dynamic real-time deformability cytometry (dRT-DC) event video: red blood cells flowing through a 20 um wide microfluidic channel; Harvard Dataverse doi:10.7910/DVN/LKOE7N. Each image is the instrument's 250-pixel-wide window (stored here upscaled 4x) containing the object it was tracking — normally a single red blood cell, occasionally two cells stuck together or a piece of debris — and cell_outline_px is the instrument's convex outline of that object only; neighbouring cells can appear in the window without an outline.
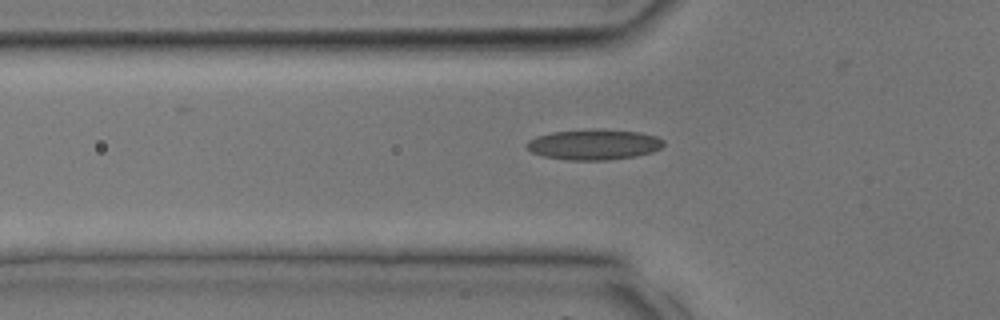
{"species": "common noctule bat (a hibernating species)", "species_latin": "Nyctalus noctula", "temperature_condition": "room temperature", "stored_images_in_passage": 32, "camera_frame_rate_fps": 3000, "um_per_image_px": 0.085, "animal": {"sex": "male", "body_mass_g": 17.9, "forearm_length_mm": 54.2}, "frame": {"image": 1, "passage_image": 12, "time_ms": 3.667, "image_size_px": [1000, 320], "cell_outline_px": [[664, 144], [660, 148], [652, 152], [636, 156], [608, 160], [568, 160], [544, 156], [532, 152], [524, 144], [528, 140], [536, 136], [552, 132], [600, 128], [640, 132], [656, 136], [664, 140]], "centroid_in_image_um": [50.49, 12.27], "position_along_channel_um": 75.3, "area_um2": 24.51}}
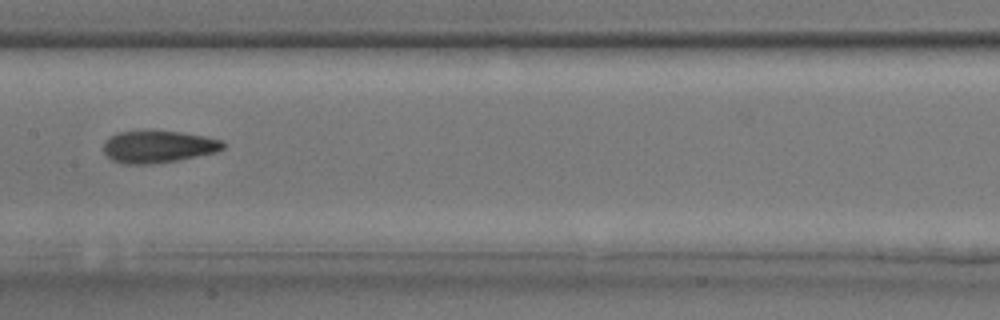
{"frame": {"image": 2, "passage_image": 18, "time_ms": 5.667, "image_size_px": [1000, 320], "cell_outline_px": [[228, 144], [224, 148], [216, 152], [176, 160], [148, 164], [124, 164], [112, 160], [104, 152], [104, 144], [112, 136], [120, 132], [180, 132], [204, 136], [220, 140]], "centroid_in_image_um": [13.49, 12.49], "position_along_channel_um": 193.9, "area_um2": 21.79}}
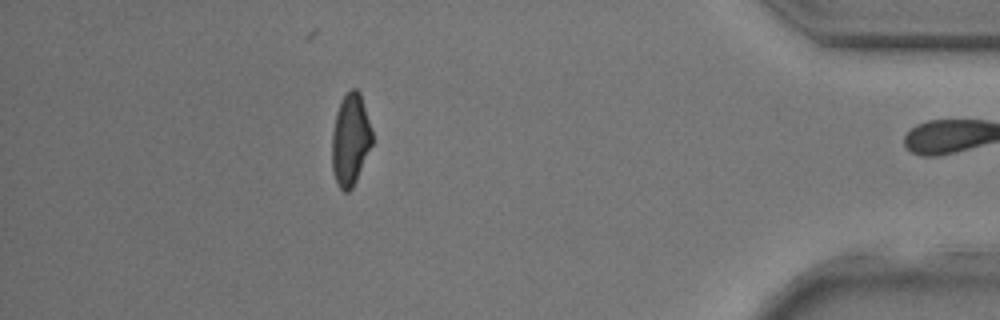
{"frame": {"image": 3, "passage_image": 31, "time_ms": 10.0, "image_size_px": [1000, 320], "cell_outline_px": [[372, 144], [356, 180], [352, 188], [348, 192], [344, 192], [340, 188], [336, 180], [332, 168], [332, 132], [336, 112], [344, 96], [352, 88], [356, 88], [360, 92], [372, 132]], "centroid_in_image_um": [29.77, 11.87], "position_along_channel_um": 405.4, "area_um2": 21.21}}